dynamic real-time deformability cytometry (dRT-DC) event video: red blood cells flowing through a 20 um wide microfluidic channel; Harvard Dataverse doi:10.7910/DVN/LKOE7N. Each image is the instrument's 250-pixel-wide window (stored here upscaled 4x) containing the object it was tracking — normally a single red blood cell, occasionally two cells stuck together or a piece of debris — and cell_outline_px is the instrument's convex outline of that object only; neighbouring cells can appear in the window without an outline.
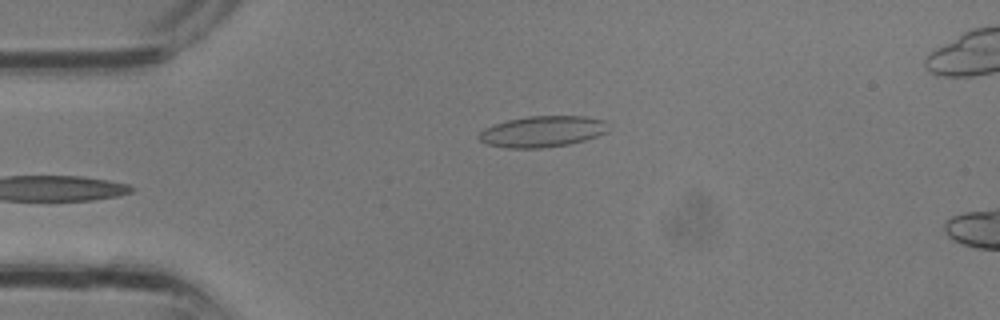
{"species": "common noctule bat (a hibernating species)", "species_latin": "Nyctalus noctula", "temperature_condition": "room temperature", "stored_images_in_passage": 4, "camera_frame_rate_fps": 3000, "um_per_image_px": 0.085, "animal": {"sex": "male", "body_mass_g": 13.3}, "frame": {"image": 1, "passage_image": 3, "time_ms": 0.667, "image_size_px": [1000, 320], "cell_outline_px": [[608, 132], [584, 140], [568, 144], [544, 148], [508, 148], [488, 144], [480, 140], [476, 136], [484, 128], [508, 120], [528, 116], [584, 116], [604, 120]], "centroid_in_image_um": [46.09, 11.18], "position_along_channel_um": 38.9, "area_um2": 23.29}}